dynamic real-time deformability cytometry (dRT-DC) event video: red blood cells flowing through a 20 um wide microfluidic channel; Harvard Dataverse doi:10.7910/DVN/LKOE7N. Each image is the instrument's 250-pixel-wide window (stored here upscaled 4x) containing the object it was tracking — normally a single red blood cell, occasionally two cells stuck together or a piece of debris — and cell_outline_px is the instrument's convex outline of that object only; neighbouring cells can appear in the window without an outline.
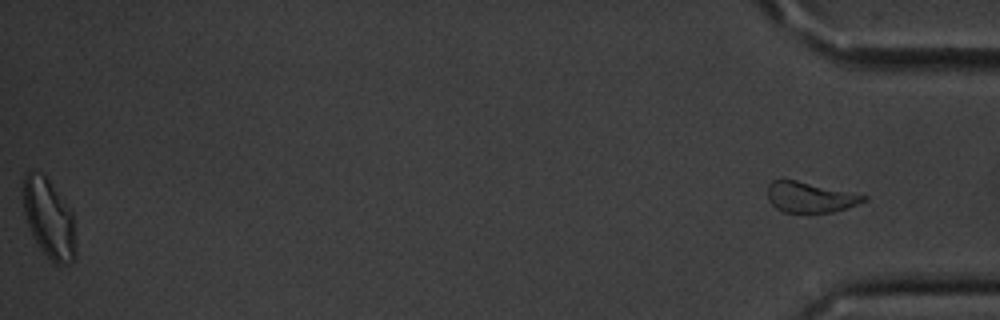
{"species": "common noctule bat (a hibernating species)", "species_latin": "Nyctalus noctula", "temperature_condition": "cold", "stored_images_in_passage": 56, "segment_of_instrument_passage": [2, 2], "camera_frame_rate_fps": 3000, "um_per_image_px": 0.085, "animal": {"sex": "male", "body_mass_g": 20.1, "forearm_length_mm": 53.5}, "frame": {"image": 1, "passage_image": 56, "time_ms": 18.333, "image_size_px": [1000, 320], "cell_outline_px": [[868, 200], [832, 212], [784, 212], [776, 208], [768, 200], [768, 184], [772, 180], [796, 180], [868, 196]], "centroid_in_image_um": [68.83, 16.76], "position_along_channel_um": 366.4, "area_um2": 16.76}}